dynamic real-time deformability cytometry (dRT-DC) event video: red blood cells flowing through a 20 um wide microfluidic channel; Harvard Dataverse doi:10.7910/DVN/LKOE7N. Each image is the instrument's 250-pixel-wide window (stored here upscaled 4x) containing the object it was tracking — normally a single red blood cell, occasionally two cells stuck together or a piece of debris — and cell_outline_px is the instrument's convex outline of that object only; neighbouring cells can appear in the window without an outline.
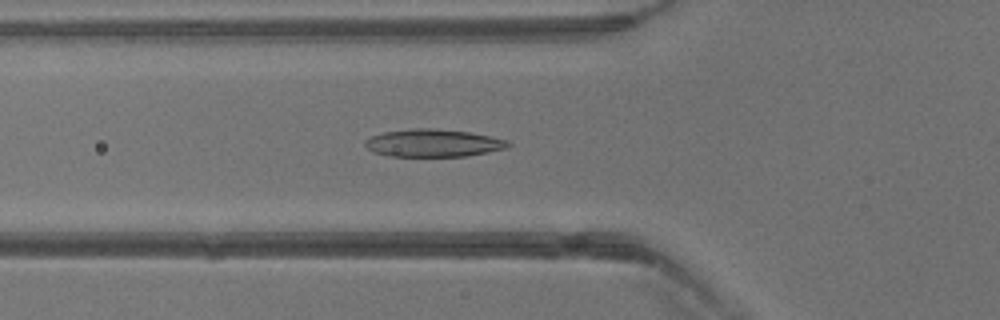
{"species": "common noctule bat (a hibernating species)", "species_latin": "Nyctalus noctula", "temperature_condition": "warm", "stored_images_in_passage": 30, "camera_frame_rate_fps": 3000, "um_per_image_px": 0.085, "animal": {"sex": "male", "body_mass_g": 13.3}, "frame": {"image": 1, "passage_image": 5, "time_ms": 1.333, "image_size_px": [1000, 320], "cell_outline_px": [[512, 144], [508, 148], [488, 152], [464, 156], [388, 156], [372, 152], [364, 144], [364, 140], [372, 136], [384, 132], [412, 128], [428, 128], [468, 132], [508, 140]], "centroid_in_image_um": [36.81, 12.16], "position_along_channel_um": 89.0, "area_um2": 22.95}}
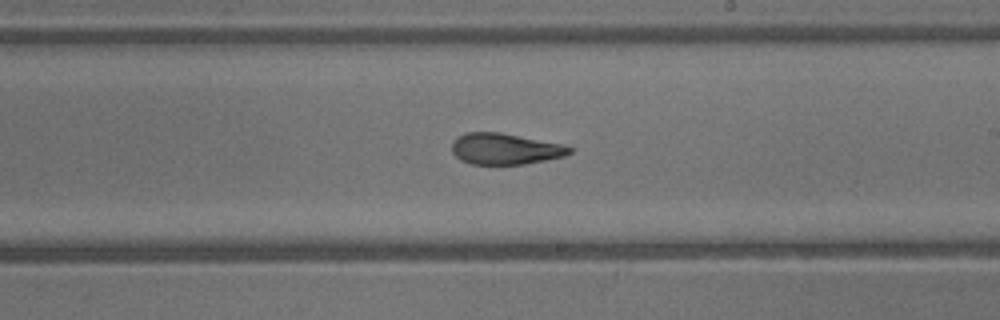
{"frame": {"image": 2, "passage_image": 14, "time_ms": 4.333, "image_size_px": [1000, 320], "cell_outline_px": [[572, 152], [564, 156], [524, 164], [468, 164], [460, 160], [452, 152], [452, 144], [456, 136], [464, 132], [500, 132], [564, 144], [572, 148]], "centroid_in_image_um": [42.9, 12.64], "position_along_channel_um": 246.1, "area_um2": 21.5}}
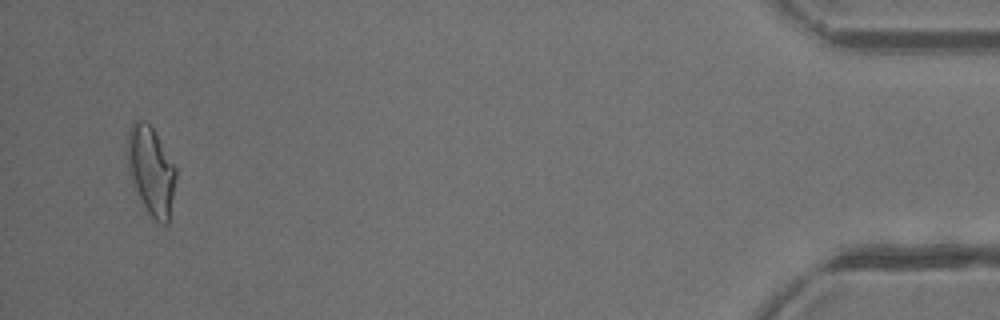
{"frame": {"image": 3, "passage_image": 29, "time_ms": 9.333, "image_size_px": [1000, 320], "cell_outline_px": [[176, 176], [168, 224], [164, 224], [156, 220], [148, 212], [140, 200], [136, 192], [128, 172], [128, 132], [132, 120], [144, 120], [152, 128], [176, 168]], "centroid_in_image_um": [12.82, 14.5], "position_along_channel_um": 422.4, "area_um2": 24.57}}